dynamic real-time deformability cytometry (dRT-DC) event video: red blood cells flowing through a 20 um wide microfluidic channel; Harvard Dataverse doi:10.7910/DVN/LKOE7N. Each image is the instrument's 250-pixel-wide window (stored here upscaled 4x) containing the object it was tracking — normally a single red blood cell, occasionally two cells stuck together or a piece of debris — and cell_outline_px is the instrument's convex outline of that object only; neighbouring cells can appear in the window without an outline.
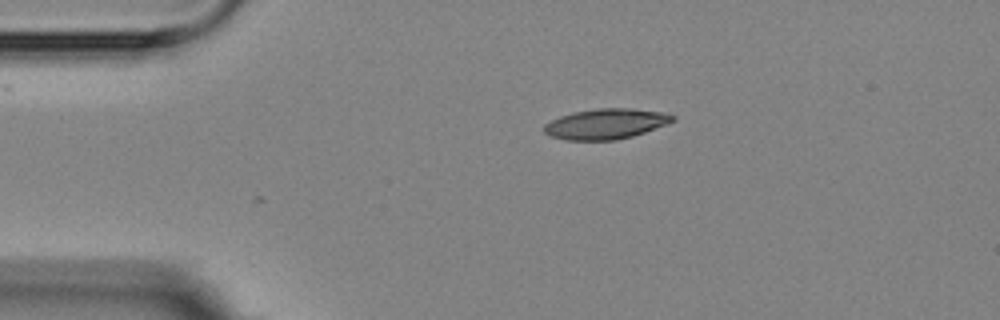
{"species": "Egyptian fruit bat (a non-hibernating species)", "species_latin": "Rousettus aegyptiacus", "temperature_condition": "room temperature", "stored_images_in_passage": 3, "camera_frame_rate_fps": 3000, "um_per_image_px": 0.085, "animal": {"sex": "female"}, "frame": {"image": 1, "passage_image": 1, "time_ms": 0.0, "image_size_px": [1000, 320], "cell_outline_px": [[676, 120], [668, 124], [632, 136], [616, 140], [564, 140], [548, 136], [544, 132], [544, 124], [560, 116], [572, 112], [596, 108], [632, 108], [660, 112], [676, 116]], "centroid_in_image_um": [51.48, 10.53], "position_along_channel_um": 33.5, "area_um2": 22.89}}